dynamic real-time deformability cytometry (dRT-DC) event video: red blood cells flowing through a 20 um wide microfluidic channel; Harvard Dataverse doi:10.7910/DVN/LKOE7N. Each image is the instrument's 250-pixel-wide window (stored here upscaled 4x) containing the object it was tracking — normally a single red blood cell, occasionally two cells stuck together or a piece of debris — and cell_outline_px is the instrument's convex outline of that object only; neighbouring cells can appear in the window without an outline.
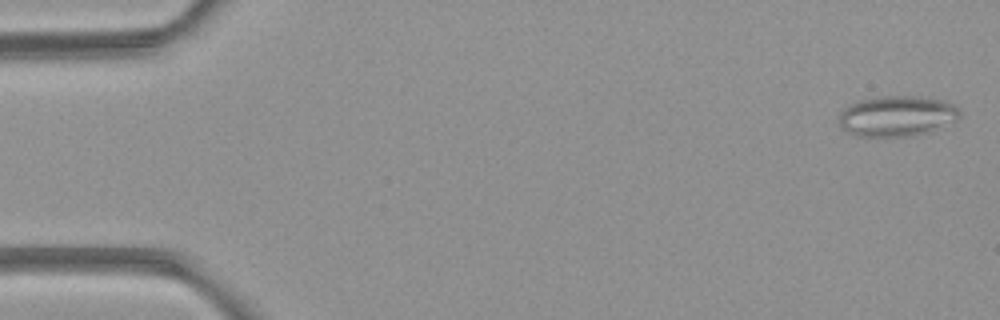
{"species": "common noctule bat (a hibernating species)", "species_latin": "Nyctalus noctula", "temperature_condition": "room temperature", "stored_images_in_passage": 5, "camera_frame_rate_fps": 3000, "um_per_image_px": 0.085, "animal": {"sex": "female", "body_mass_g": 21.9}, "frame": {"image": 1, "passage_image": 1, "time_ms": 0.0, "image_size_px": [1000, 320], "cell_outline_px": [[960, 116], [956, 120], [928, 132], [908, 136], [856, 136], [848, 132], [840, 124], [840, 112], [844, 108], [860, 100], [884, 96], [912, 96], [944, 100], [952, 104], [960, 112]], "centroid_in_image_um": [76.24, 9.86], "position_along_channel_um": 8.8, "area_um2": 28.09}}